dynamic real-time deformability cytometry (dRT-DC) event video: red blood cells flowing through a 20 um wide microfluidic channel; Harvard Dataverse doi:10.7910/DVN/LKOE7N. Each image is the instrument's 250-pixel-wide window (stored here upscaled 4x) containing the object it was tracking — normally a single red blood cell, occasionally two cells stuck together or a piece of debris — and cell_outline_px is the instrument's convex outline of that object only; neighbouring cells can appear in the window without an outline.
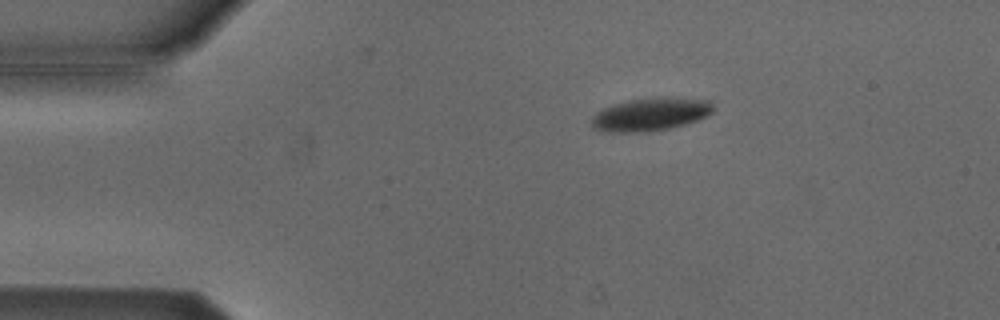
{"species": "Egyptian fruit bat (a non-hibernating species)", "species_latin": "Rousettus aegyptiacus", "temperature_condition": "cold", "stored_images_in_passage": 7, "camera_frame_rate_fps": 3000, "um_per_image_px": 0.085, "animal": {"sex": "male"}, "frame": {"image": 1, "passage_image": 3, "time_ms": 0.667, "image_size_px": [1000, 320], "cell_outline_px": [[716, 108], [708, 116], [700, 120], [668, 128], [644, 132], [608, 132], [592, 128], [592, 116], [604, 108], [628, 100], [656, 96], [672, 96], [708, 100]], "centroid_in_image_um": [55.35, 9.7], "position_along_channel_um": 29.6, "area_um2": 23.7}}
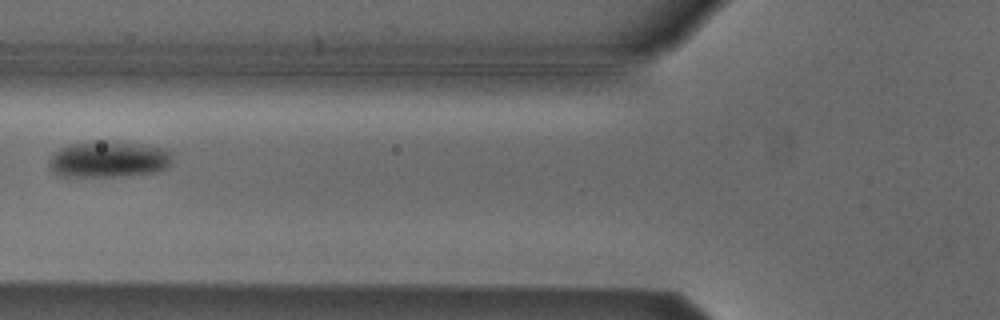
{"frame": {"image": 2, "passage_image": 6, "time_ms": 1.667, "image_size_px": [1000, 320], "cell_outline_px": [[172, 160], [168, 168], [152, 172], [120, 176], [60, 176], [52, 172], [48, 164], [48, 160], [60, 148], [68, 144], [96, 140], [104, 140], [140, 144], [168, 148], [172, 152]], "centroid_in_image_um": [9.24, 13.52], "position_along_channel_um": 116.6, "area_um2": 26.41}}
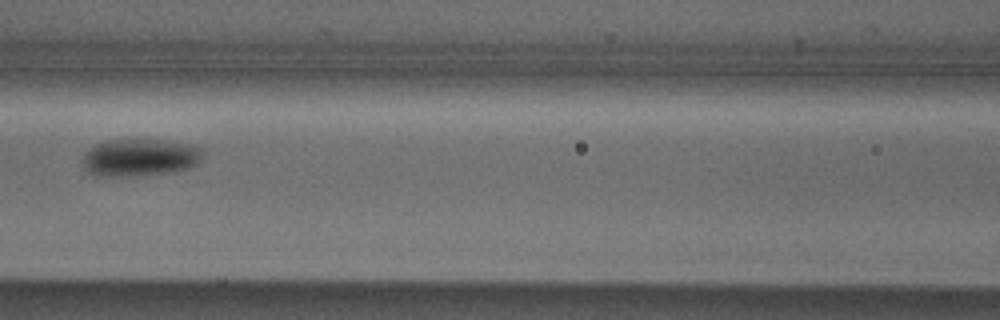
{"frame": {"image": 3, "passage_image": 7, "time_ms": 2.0, "image_size_px": [1000, 320], "cell_outline_px": [[204, 148], [200, 160], [196, 164], [188, 168], [172, 172], [132, 176], [96, 176], [88, 172], [84, 168], [84, 152], [88, 148], [104, 140], [160, 140], [192, 144]], "centroid_in_image_um": [11.88, 13.38], "position_along_channel_um": 154.7, "area_um2": 26.3}}